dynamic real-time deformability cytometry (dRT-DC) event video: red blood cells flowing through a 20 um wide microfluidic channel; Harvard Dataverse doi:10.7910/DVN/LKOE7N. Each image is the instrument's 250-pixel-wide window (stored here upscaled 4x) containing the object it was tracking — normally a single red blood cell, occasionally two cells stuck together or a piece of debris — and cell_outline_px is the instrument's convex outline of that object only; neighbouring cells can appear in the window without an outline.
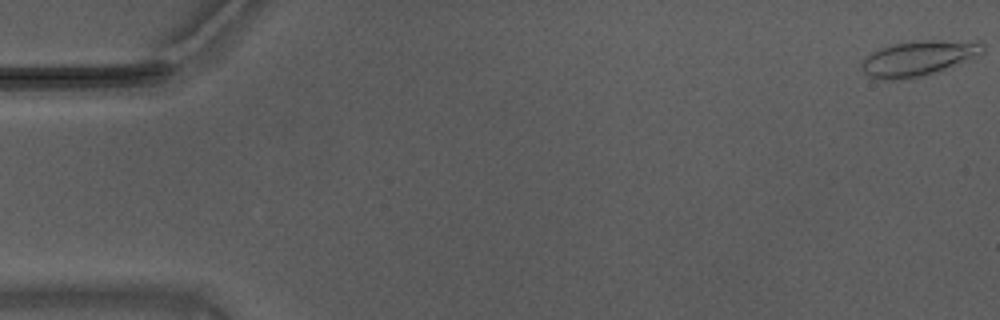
{"species": "Egyptian fruit bat (a non-hibernating species)", "species_latin": "Rousettus aegyptiacus", "temperature_condition": "warm", "stored_images_in_passage": 8, "camera_frame_rate_fps": 3000, "um_per_image_px": 0.085, "animal": {"sex": "male"}, "frame": {"image": 1, "passage_image": 1, "time_ms": 0.0, "image_size_px": [1000, 320], "cell_outline_px": [[984, 52], [960, 64], [928, 76], [900, 80], [880, 80], [868, 76], [860, 68], [860, 64], [872, 52], [880, 48], [892, 44], [912, 40], [980, 40], [984, 44]], "centroid_in_image_um": [78.11, 4.95], "position_along_channel_um": 6.9, "area_um2": 25.66}}